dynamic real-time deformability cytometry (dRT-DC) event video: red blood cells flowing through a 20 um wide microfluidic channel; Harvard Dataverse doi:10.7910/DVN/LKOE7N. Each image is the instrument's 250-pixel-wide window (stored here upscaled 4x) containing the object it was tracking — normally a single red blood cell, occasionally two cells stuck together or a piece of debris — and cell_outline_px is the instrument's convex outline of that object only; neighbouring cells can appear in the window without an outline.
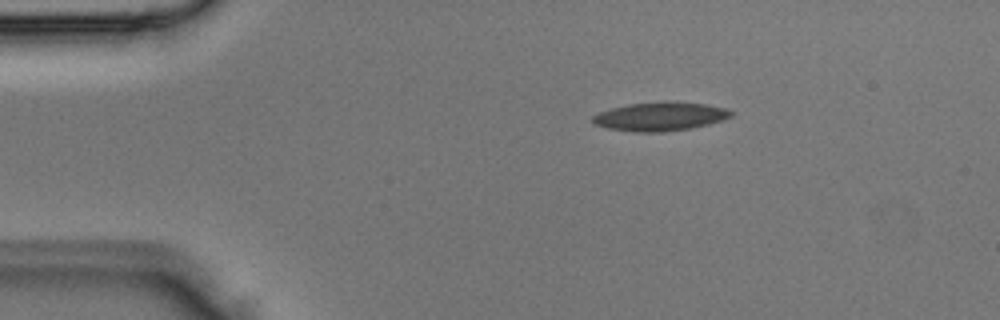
{"species": "Egyptian fruit bat (a non-hibernating species)", "species_latin": "Rousettus aegyptiacus", "temperature_condition": "room temperature", "stored_images_in_passage": 2, "camera_frame_rate_fps": 3000, "um_per_image_px": 0.085, "animal": {"sex": "male"}, "frame": {"image": 1, "passage_image": 1, "time_ms": 0.0, "image_size_px": [1000, 320], "cell_outline_px": [[736, 112], [732, 116], [724, 120], [692, 128], [660, 132], [632, 132], [608, 128], [592, 124], [592, 116], [600, 112], [612, 108], [628, 104], [668, 100], [676, 100], [708, 104], [728, 108]], "centroid_in_image_um": [56.18, 9.88], "position_along_channel_um": 28.8, "area_um2": 23.76}}